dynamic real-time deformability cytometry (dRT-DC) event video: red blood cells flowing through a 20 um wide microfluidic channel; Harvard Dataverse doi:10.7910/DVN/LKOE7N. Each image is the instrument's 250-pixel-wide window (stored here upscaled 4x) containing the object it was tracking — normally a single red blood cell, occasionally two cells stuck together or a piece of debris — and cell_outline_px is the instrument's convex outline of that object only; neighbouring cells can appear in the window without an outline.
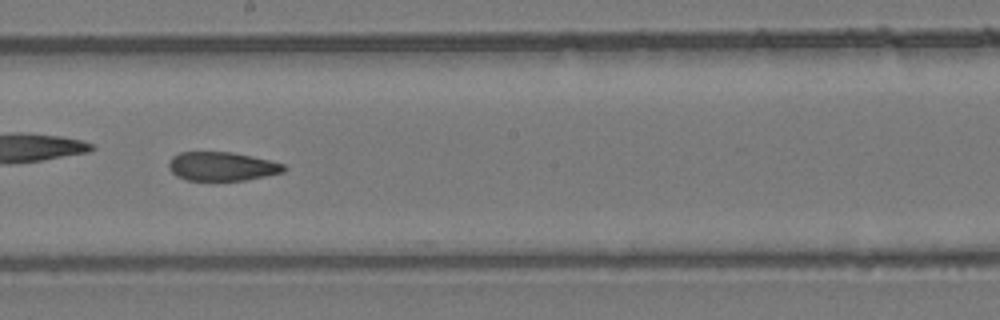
{"species": "common noctule bat (a hibernating species)", "species_latin": "Nyctalus noctula", "temperature_condition": "room temperature", "stored_images_in_passage": 18, "camera_frame_rate_fps": 3000, "um_per_image_px": 0.085, "animal": {"sex": "female", "body_mass_g": 24.6, "forearm_length_mm": 56.2}, "frame": {"image": 1, "passage_image": 15, "time_ms": 4.667, "image_size_px": [1000, 320], "cell_outline_px": [[288, 168], [284, 172], [244, 180], [184, 180], [176, 176], [168, 168], [168, 160], [172, 156], [180, 152], [232, 152], [268, 160], [284, 164]], "centroid_in_image_um": [18.82, 14.14], "position_along_channel_um": 229.4, "area_um2": 19.36}}